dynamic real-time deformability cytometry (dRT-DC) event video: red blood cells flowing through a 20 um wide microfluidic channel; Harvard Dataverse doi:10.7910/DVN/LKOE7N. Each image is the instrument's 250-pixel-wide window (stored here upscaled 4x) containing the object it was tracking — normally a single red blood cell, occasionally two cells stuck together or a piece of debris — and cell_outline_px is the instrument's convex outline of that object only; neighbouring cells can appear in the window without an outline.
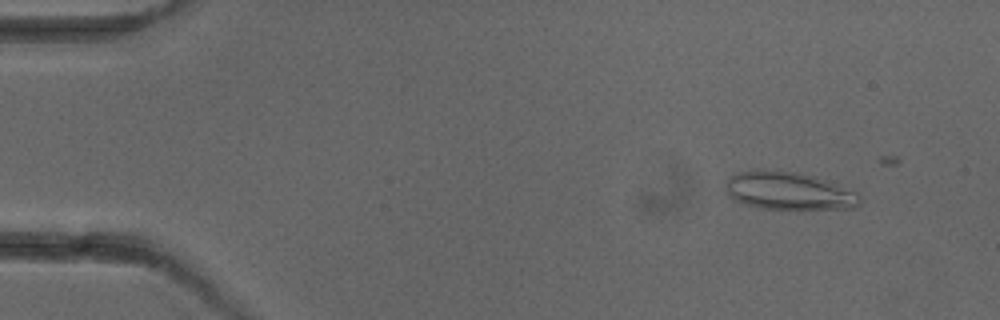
{"species": "common noctule bat (a hibernating species)", "species_latin": "Nyctalus noctula", "temperature_condition": "cold", "stored_images_in_passage": 6, "camera_frame_rate_fps": 3000, "um_per_image_px": 0.085, "animal": {"sex": "female"}, "frame": {"image": 1, "passage_image": 3, "time_ms": 1.667, "image_size_px": [1000, 320], "cell_outline_px": [[860, 204], [856, 208], [760, 208], [744, 204], [736, 200], [728, 192], [724, 184], [732, 176], [740, 172], [796, 172], [828, 180], [856, 192], [860, 196]], "centroid_in_image_um": [67.11, 16.25], "position_along_channel_um": 17.9, "area_um2": 28.5}}